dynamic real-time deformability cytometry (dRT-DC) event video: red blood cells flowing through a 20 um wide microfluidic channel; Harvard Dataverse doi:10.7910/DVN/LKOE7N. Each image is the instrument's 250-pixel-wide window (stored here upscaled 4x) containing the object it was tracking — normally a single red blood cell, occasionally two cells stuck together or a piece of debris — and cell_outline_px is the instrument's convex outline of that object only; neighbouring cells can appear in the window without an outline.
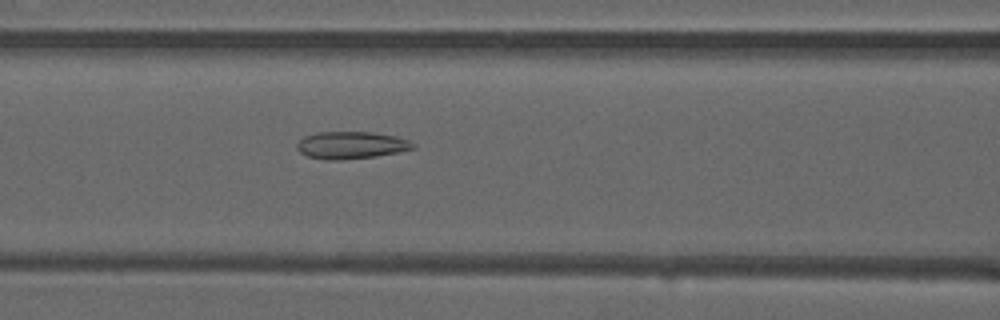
{"species": "common noctule bat (a hibernating species)", "species_latin": "Nyctalus noctula", "temperature_condition": "warm", "stored_images_in_passage": 51, "camera_frame_rate_fps": 3000, "um_per_image_px": 0.085, "animal": {"sex": "male", "forearm_length_mm": 52.5}, "frame": {"image": 1, "passage_image": 22, "time_ms": 7.0, "image_size_px": [1000, 320], "cell_outline_px": [[416, 148], [400, 152], [376, 156], [344, 160], [328, 160], [308, 156], [300, 152], [296, 148], [296, 144], [304, 136], [316, 132], [372, 132], [396, 136], [408, 140], [416, 144]], "centroid_in_image_um": [29.87, 12.34], "position_along_channel_um": 136.7, "area_um2": 18.61}}
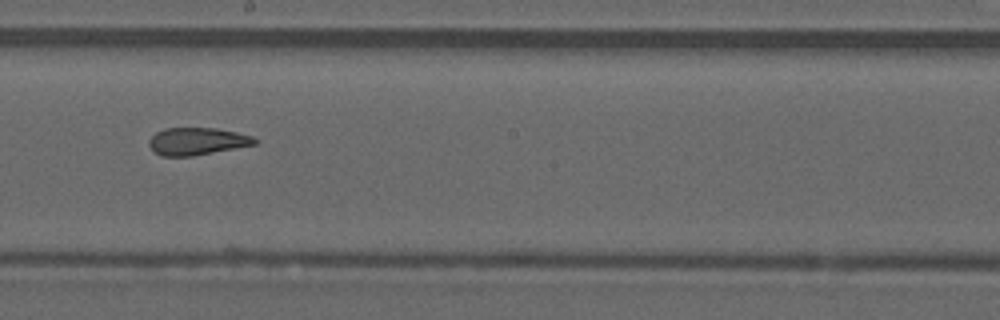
{"frame": {"image": 2, "passage_image": 29, "time_ms": 9.333, "image_size_px": [1000, 320], "cell_outline_px": [[260, 140], [256, 144], [192, 156], [164, 156], [156, 152], [148, 144], [148, 140], [156, 132], [164, 128], [216, 128], [236, 132], [252, 136]], "centroid_in_image_um": [16.76, 12.0], "position_along_channel_um": 231.4, "area_um2": 16.76}}
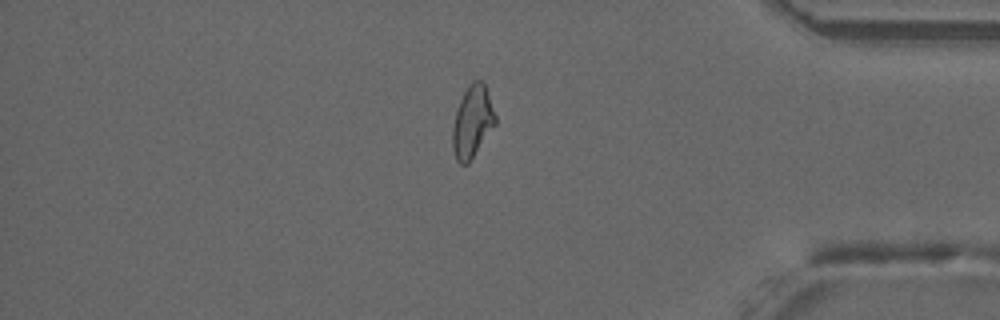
{"frame": {"image": 3, "passage_image": 43, "time_ms": 14.0, "image_size_px": [1000, 320], "cell_outline_px": [[496, 124], [468, 164], [460, 164], [456, 160], [452, 148], [452, 128], [456, 112], [460, 100], [468, 84], [472, 80], [480, 80], [484, 84], [496, 116]], "centroid_in_image_um": [40.14, 10.36], "position_along_channel_um": 395.1, "area_um2": 17.86}, "authors_computed_cell_mechanics": {"area_um2": 18.6116, "velocity_mm_per_s": 4.0671, "shape_relaxation_time_tau1_ms": null, "shape_relaxation_time_tau2_ms": 2.0586, "deformation_change_tau1": null, "deformation_change_tau2": 0.1037}}